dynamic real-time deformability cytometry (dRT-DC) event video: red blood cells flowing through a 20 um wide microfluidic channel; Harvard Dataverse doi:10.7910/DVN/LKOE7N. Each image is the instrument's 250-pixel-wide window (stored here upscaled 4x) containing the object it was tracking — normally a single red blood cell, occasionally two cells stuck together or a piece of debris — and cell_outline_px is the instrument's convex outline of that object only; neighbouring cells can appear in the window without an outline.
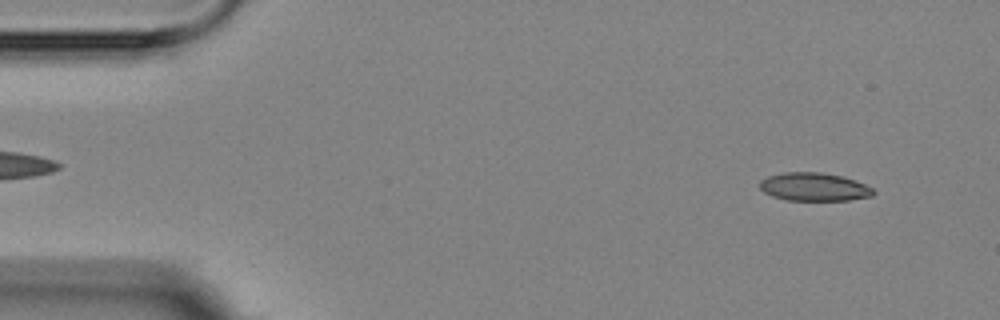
{"species": "Egyptian fruit bat (a non-hibernating species)", "species_latin": "Rousettus aegyptiacus", "temperature_condition": "room temperature", "stored_images_in_passage": 4, "camera_frame_rate_fps": 3000, "um_per_image_px": 0.085, "animal": {"sex": "female"}, "frame": {"image": 1, "passage_image": 1, "time_ms": 0.0, "image_size_px": [1000, 320], "cell_outline_px": [[876, 192], [872, 196], [848, 200], [788, 200], [772, 196], [764, 192], [760, 188], [760, 180], [768, 176], [784, 172], [820, 172], [840, 176], [856, 180], [872, 188]], "centroid_in_image_um": [69.19, 15.88], "position_along_channel_um": 15.8, "area_um2": 18.61}}
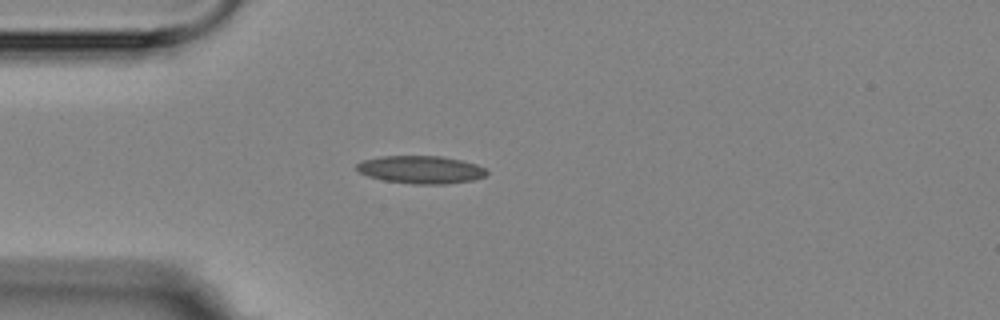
{"frame": {"image": 2, "passage_image": 4, "time_ms": 3.333, "image_size_px": [1000, 320], "cell_outline_px": [[488, 172], [484, 176], [472, 180], [444, 184], [416, 184], [384, 180], [368, 176], [360, 172], [356, 168], [356, 164], [364, 160], [380, 156], [444, 156], [476, 164], [484, 168]], "centroid_in_image_um": [35.77, 14.41], "position_along_channel_um": 49.2, "area_um2": 20.87}}